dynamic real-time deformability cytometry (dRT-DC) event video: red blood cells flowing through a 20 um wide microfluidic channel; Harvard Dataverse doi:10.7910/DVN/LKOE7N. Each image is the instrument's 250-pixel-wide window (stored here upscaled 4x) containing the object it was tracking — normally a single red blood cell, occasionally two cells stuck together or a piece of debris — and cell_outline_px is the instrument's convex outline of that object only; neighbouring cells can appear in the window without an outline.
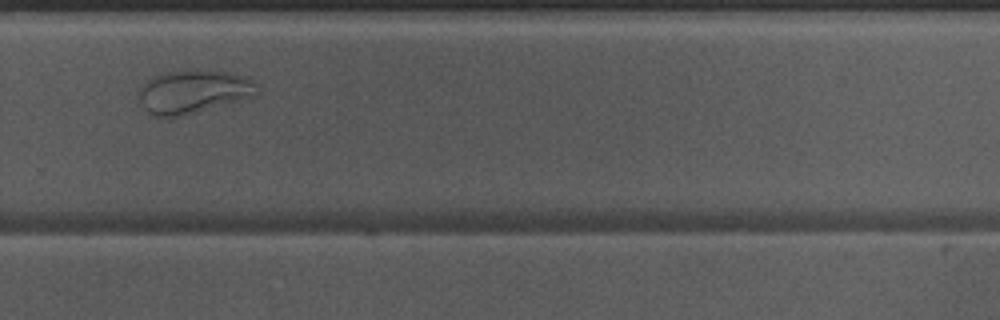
{"species": "Egyptian fruit bat (a non-hibernating species)", "species_latin": "Rousettus aegyptiacus", "temperature_condition": "warm", "stored_images_in_passage": 29, "camera_frame_rate_fps": 3000, "um_per_image_px": 0.085, "animal": {"sex": "male"}, "frame": {"image": 1, "passage_image": 21, "time_ms": 6.667, "image_size_px": [1000, 320], "cell_outline_px": [[260, 96], [184, 116], [164, 120], [152, 116], [140, 104], [140, 88], [152, 76], [164, 72], [228, 72], [248, 76], [256, 84], [260, 92]], "centroid_in_image_um": [16.48, 7.87], "position_along_channel_um": 313.3, "area_um2": 30.35}}